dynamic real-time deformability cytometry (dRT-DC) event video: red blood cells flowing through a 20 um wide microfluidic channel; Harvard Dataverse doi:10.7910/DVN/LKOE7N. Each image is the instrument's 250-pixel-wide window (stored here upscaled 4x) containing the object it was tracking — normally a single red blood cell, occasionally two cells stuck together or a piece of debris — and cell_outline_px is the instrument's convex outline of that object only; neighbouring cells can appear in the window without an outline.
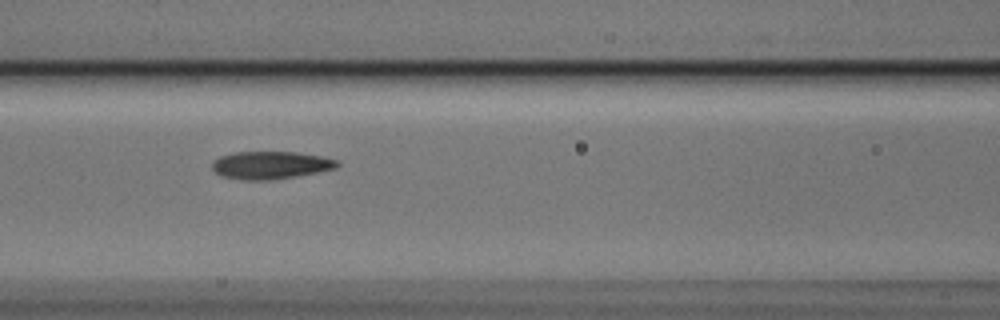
{"species": "Egyptian fruit bat (a non-hibernating species)", "species_latin": "Rousettus aegyptiacus", "temperature_condition": "cold", "stored_images_in_passage": 4, "camera_frame_rate_fps": 3000, "um_per_image_px": 0.085, "animal": {"sex": "male"}, "frame": {"image": 1, "passage_image": 3, "time_ms": 0.667, "image_size_px": [1000, 320], "cell_outline_px": [[340, 164], [336, 168], [296, 176], [268, 180], [244, 180], [224, 176], [216, 172], [212, 168], [212, 160], [220, 156], [232, 152], [296, 152], [320, 156], [336, 160]], "centroid_in_image_um": [22.97, 14.03], "position_along_channel_um": 143.6, "area_um2": 20.0}}
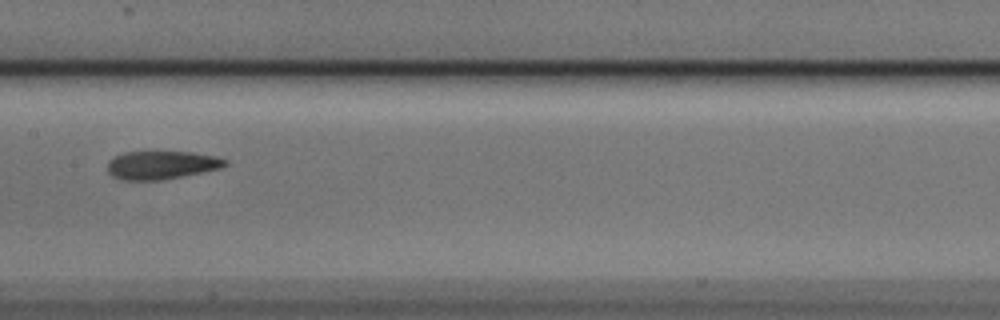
{"frame": {"image": 2, "passage_image": 4, "time_ms": 1.0, "image_size_px": [1000, 320], "cell_outline_px": [[228, 164], [220, 168], [204, 172], [164, 180], [120, 180], [112, 176], [108, 172], [108, 160], [124, 152], [192, 152], [216, 156], [228, 160]], "centroid_in_image_um": [13.74, 14.04], "position_along_channel_um": 193.7, "area_um2": 19.54}}